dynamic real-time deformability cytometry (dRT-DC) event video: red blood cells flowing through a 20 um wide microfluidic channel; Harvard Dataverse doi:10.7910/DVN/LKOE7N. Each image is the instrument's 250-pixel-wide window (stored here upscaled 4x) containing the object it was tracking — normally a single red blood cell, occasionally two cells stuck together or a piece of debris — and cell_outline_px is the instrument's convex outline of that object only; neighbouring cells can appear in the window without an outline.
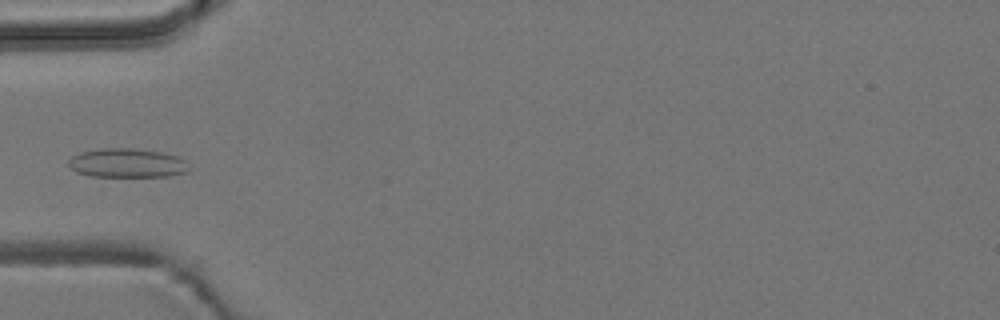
{"species": "common noctule bat (a hibernating species)", "species_latin": "Nyctalus noctula", "temperature_condition": "room temperature", "stored_images_in_passage": 7, "camera_frame_rate_fps": 3000, "um_per_image_px": 0.085, "animal": {"sex": "male", "body_mass_g": 19.2, "forearm_length_mm": 51.8}, "frame": {"image": 1, "passage_image": 5, "time_ms": 4.667, "image_size_px": [1000, 320], "cell_outline_px": [[188, 172], [168, 176], [92, 176], [76, 172], [68, 164], [68, 160], [72, 156], [80, 152], [100, 148], [132, 148], [160, 152], [180, 156], [184, 160], [188, 168]], "centroid_in_image_um": [10.79, 13.85], "position_along_channel_um": 74.2, "area_um2": 20.35}}
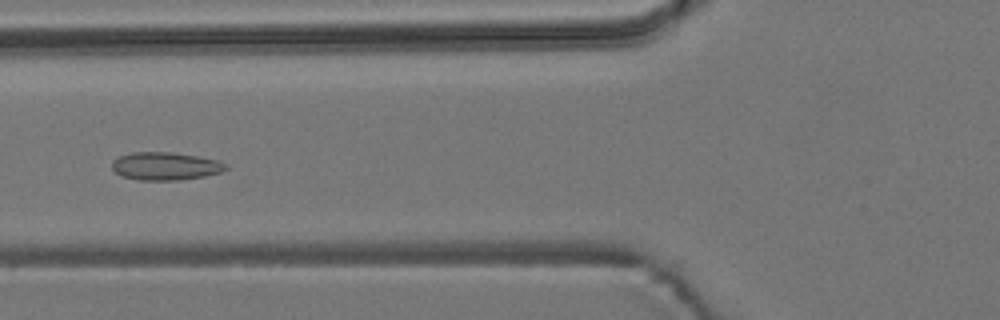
{"frame": {"image": 2, "passage_image": 6, "time_ms": 5.667, "image_size_px": [1000, 320], "cell_outline_px": [[228, 168], [220, 172], [204, 176], [180, 180], [140, 180], [120, 176], [112, 168], [112, 160], [120, 156], [132, 152], [172, 152], [196, 156], [216, 160], [228, 164]], "centroid_in_image_um": [14.04, 14.12], "position_along_channel_um": 111.8, "area_um2": 18.5}}
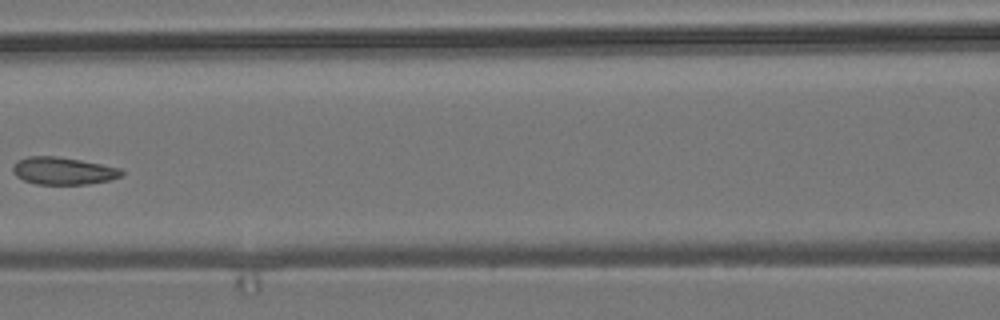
{"frame": {"image": 3, "passage_image": 7, "time_ms": 7.0, "image_size_px": [1000, 320], "cell_outline_px": [[124, 176], [108, 180], [88, 184], [36, 184], [24, 180], [16, 176], [12, 172], [12, 168], [20, 160], [28, 156], [56, 156], [80, 160], [120, 168], [124, 172]], "centroid_in_image_um": [5.39, 14.53], "position_along_channel_um": 161.2, "area_um2": 17.22}}